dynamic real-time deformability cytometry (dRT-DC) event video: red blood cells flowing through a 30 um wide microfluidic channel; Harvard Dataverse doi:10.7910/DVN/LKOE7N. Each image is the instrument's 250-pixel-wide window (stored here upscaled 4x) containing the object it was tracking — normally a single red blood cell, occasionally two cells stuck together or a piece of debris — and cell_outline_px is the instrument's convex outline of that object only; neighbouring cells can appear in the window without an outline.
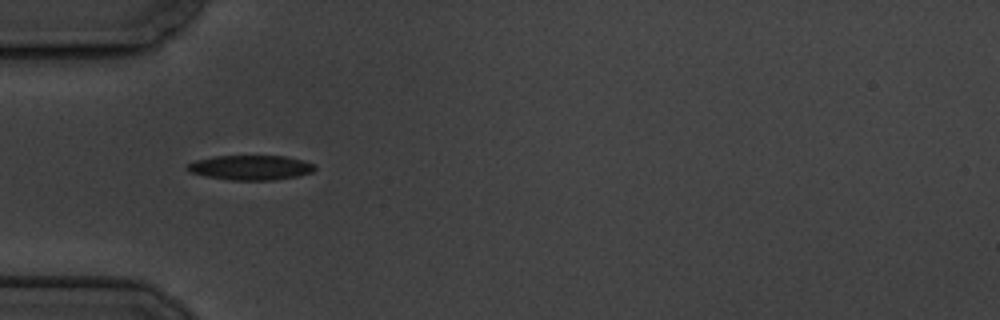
{"species": "common noctule bat (a hibernating species)", "species_latin": "Nyctalus noctula", "temperature_condition": "cold", "stored_images_in_passage": 3, "camera_frame_rate_fps": 3000, "um_per_image_px": 0.085, "animal": {"sex": "male", "body_mass_g": 19.5, "forearm_length_mm": 54.6}, "frame": {"image": 1, "passage_image": 2, "time_ms": 1.333, "image_size_px": [1000, 320], "cell_outline_px": [[316, 168], [312, 172], [300, 176], [276, 180], [232, 180], [208, 176], [188, 172], [184, 168], [188, 164], [196, 160], [212, 156], [284, 156], [304, 160], [312, 164]], "centroid_in_image_um": [21.3, 14.24], "position_along_channel_um": 63.7, "area_um2": 18.44}}